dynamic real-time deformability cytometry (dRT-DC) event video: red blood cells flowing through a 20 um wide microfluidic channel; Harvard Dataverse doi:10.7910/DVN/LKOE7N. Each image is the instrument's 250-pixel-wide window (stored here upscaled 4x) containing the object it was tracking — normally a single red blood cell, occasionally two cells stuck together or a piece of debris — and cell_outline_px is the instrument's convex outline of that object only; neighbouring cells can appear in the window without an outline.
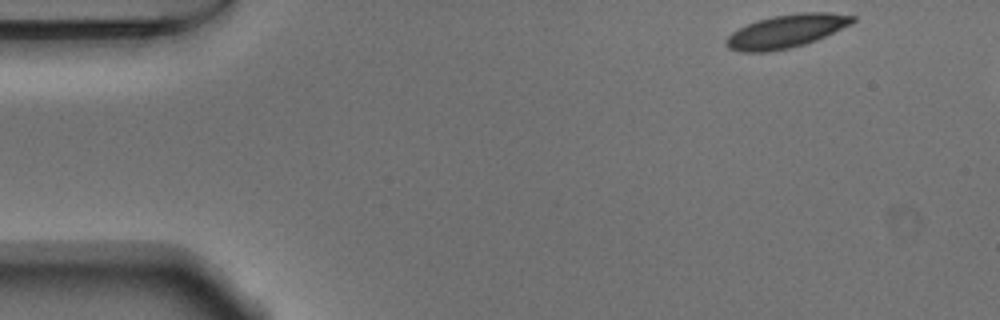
{"species": "Egyptian fruit bat (a non-hibernating species)", "species_latin": "Rousettus aegyptiacus", "temperature_condition": "warm", "stored_images_in_passage": 7, "camera_frame_rate_fps": 3000, "um_per_image_px": 0.085, "animal": {"sex": "male"}, "frame": {"image": 1, "passage_image": 1, "time_ms": 0.0, "image_size_px": [1000, 320], "cell_outline_px": [[856, 20], [852, 24], [816, 40], [792, 48], [768, 52], [740, 52], [728, 48], [724, 44], [724, 40], [736, 28], [756, 20], [772, 16], [800, 12], [828, 12], [856, 16]], "centroid_in_image_um": [66.8, 2.65], "position_along_channel_um": 18.2, "area_um2": 24.85}}